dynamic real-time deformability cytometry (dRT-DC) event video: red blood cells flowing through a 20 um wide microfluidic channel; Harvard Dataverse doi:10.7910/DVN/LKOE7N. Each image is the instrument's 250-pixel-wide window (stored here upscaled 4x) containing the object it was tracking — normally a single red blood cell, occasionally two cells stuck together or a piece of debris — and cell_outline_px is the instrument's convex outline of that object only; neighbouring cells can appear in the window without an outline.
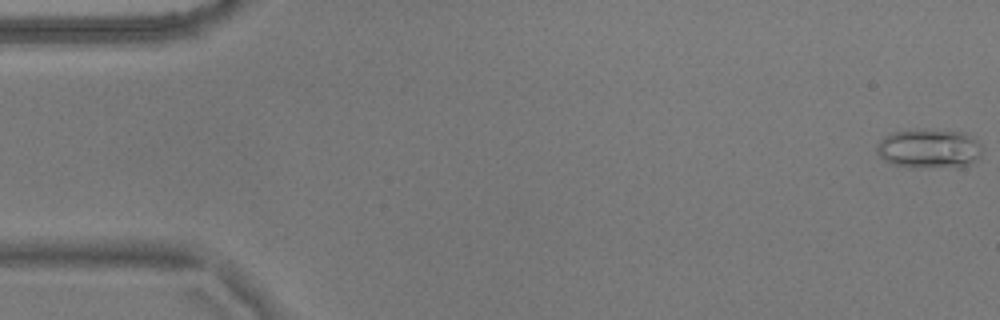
{"species": "common noctule bat (a hibernating species)", "species_latin": "Nyctalus noctula", "temperature_condition": "warm", "stored_images_in_passage": 9, "camera_frame_rate_fps": 3000, "um_per_image_px": 0.085, "animal": {"sex": "male", "body_mass_g": 17.9}, "frame": {"image": 1, "passage_image": 1, "time_ms": 0.0, "image_size_px": [1000, 320], "cell_outline_px": [[980, 160], [960, 168], [908, 168], [892, 164], [884, 160], [876, 152], [876, 144], [884, 136], [892, 132], [912, 128], [924, 128], [964, 132], [972, 136], [980, 144]], "centroid_in_image_um": [78.96, 12.64], "position_along_channel_um": 6.0, "area_um2": 25.26}}